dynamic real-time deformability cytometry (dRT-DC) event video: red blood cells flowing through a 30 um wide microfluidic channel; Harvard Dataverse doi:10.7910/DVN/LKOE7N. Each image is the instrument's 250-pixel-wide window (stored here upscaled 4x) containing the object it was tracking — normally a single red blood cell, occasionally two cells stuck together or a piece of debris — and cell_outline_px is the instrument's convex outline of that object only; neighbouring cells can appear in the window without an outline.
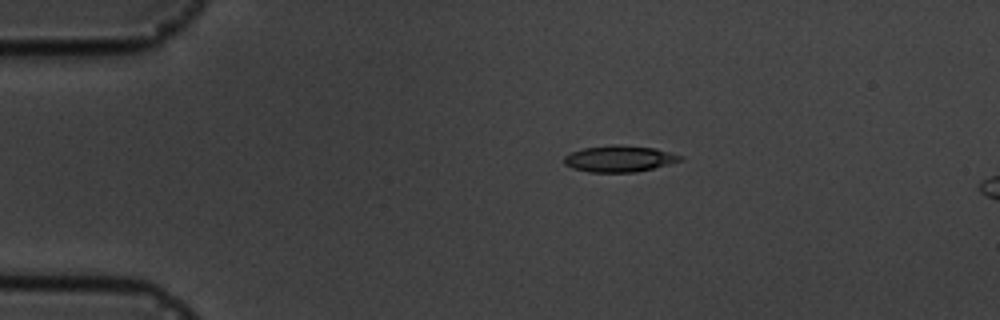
{"species": "common noctule bat (a hibernating species)", "species_latin": "Nyctalus noctula", "temperature_condition": "cold", "stored_images_in_passage": 2, "camera_frame_rate_fps": 3000, "um_per_image_px": 0.085, "animal": {"sex": "male", "body_mass_g": 19.5, "forearm_length_mm": 54.6}, "frame": {"image": 1, "passage_image": 1, "time_ms": 0.0, "image_size_px": [1000, 320], "cell_outline_px": [[684, 156], [680, 160], [668, 164], [636, 172], [588, 172], [572, 168], [564, 164], [564, 156], [572, 152], [584, 148], [612, 144], [656, 148]], "centroid_in_image_um": [52.62, 13.49], "position_along_channel_um": 32.4, "area_um2": 17.74}}